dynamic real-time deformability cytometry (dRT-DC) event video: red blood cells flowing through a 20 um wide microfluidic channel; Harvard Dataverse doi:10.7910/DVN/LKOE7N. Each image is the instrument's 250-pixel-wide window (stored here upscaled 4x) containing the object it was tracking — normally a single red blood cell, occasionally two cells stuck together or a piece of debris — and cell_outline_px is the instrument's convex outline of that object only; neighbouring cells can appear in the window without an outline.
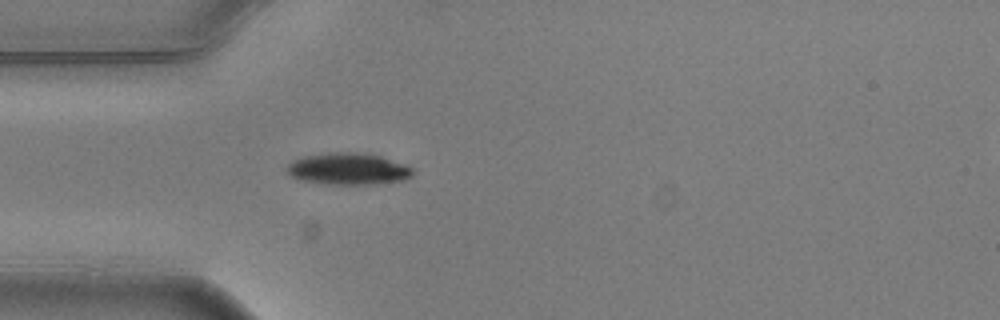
{"species": "common noctule bat (a hibernating species)", "species_latin": "Nyctalus noctula", "temperature_condition": "warm", "stored_images_in_passage": 1, "camera_frame_rate_fps": 3000, "um_per_image_px": 0.085, "animal": {"sex": "male", "body_mass_g": 20.5, "forearm_length_mm": 52.5}, "frame": {"image": 1, "passage_image": 1, "time_ms": 0.0, "image_size_px": [1000, 320], "cell_outline_px": [[412, 176], [400, 180], [372, 184], [328, 184], [304, 180], [292, 176], [284, 168], [292, 160], [300, 156], [328, 152], [356, 152], [380, 156], [404, 164], [412, 168]], "centroid_in_image_um": [29.54, 14.33], "position_along_channel_um": 55.5, "area_um2": 23.12}}